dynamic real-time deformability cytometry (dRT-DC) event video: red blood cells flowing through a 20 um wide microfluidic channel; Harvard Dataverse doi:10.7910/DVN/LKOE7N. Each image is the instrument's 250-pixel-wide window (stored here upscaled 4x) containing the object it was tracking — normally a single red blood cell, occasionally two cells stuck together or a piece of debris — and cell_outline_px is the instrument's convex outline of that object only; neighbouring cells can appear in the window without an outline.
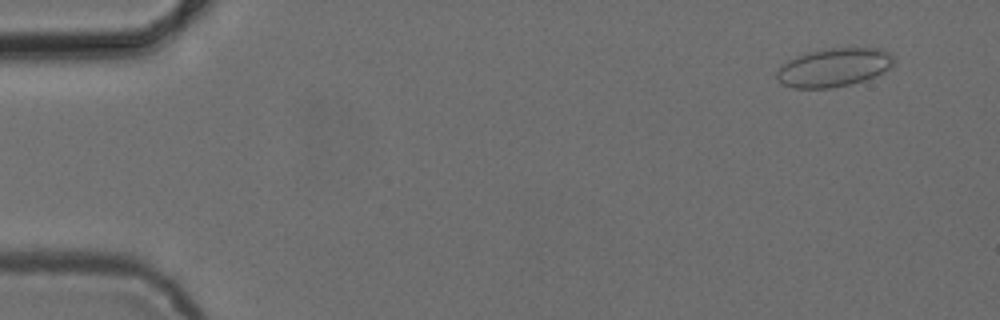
{"species": "common noctule bat (a hibernating species)", "species_latin": "Nyctalus noctula", "temperature_condition": "cold", "stored_images_in_passage": 53, "camera_frame_rate_fps": 3000, "um_per_image_px": 0.085, "animal": {"sex": "female", "body_mass_g": 24.6, "forearm_length_mm": 56.2}, "frame": {"image": 1, "passage_image": 4, "time_ms": 1.0, "image_size_px": [1000, 320], "cell_outline_px": [[896, 60], [888, 68], [864, 80], [848, 84], [828, 88], [792, 88], [776, 80], [776, 72], [788, 60], [796, 56], [828, 48], [884, 48], [892, 52]], "centroid_in_image_um": [70.89, 5.72], "position_along_channel_um": 14.1, "area_um2": 26.01}}
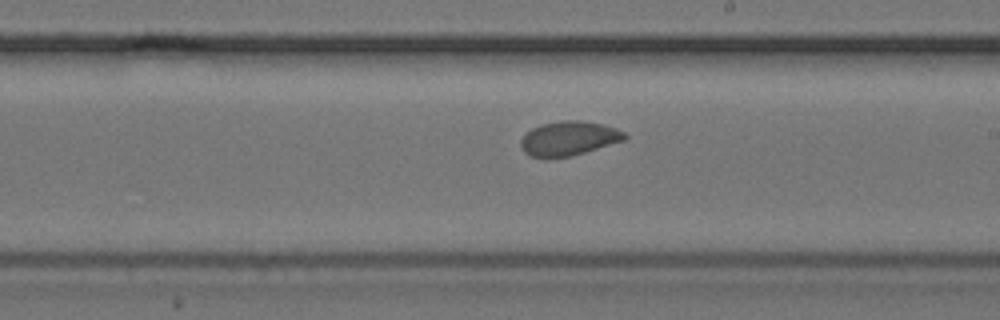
{"frame": {"image": 2, "passage_image": 31, "time_ms": 10.0, "image_size_px": [1000, 320], "cell_outline_px": [[628, 136], [624, 140], [572, 156], [548, 160], [532, 156], [524, 152], [520, 148], [520, 140], [532, 128], [540, 124], [560, 120], [580, 120], [604, 124], [616, 128], [624, 132]], "centroid_in_image_um": [48.31, 11.78], "position_along_channel_um": 240.7, "area_um2": 21.15}}
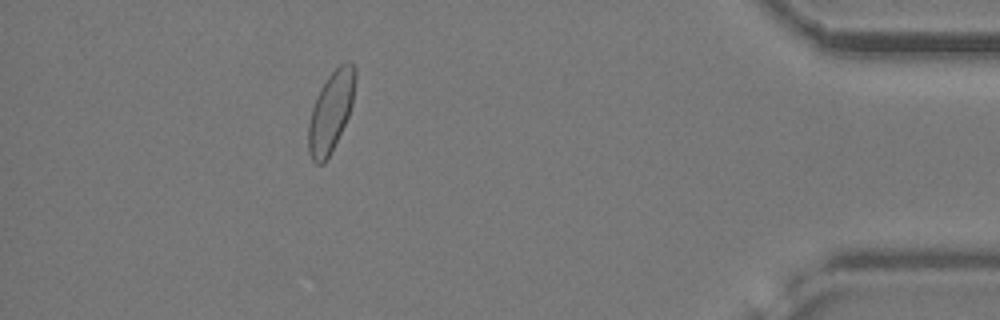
{"frame": {"image": 3, "passage_image": 48, "time_ms": 15.667, "image_size_px": [1000, 320], "cell_outline_px": [[356, 80], [352, 104], [348, 116], [324, 164], [316, 164], [312, 160], [308, 152], [308, 124], [312, 108], [316, 96], [320, 88], [328, 76], [340, 64], [352, 64], [356, 68]], "centroid_in_image_um": [28.1, 9.49], "position_along_channel_um": 407.1, "area_um2": 21.56}, "authors_computed_cell_mechanics": {"area_um2": 21.5594, "velocity_mm_per_s": 3.8436, "shape_relaxation_time_tau1_ms": null, "shape_relaxation_time_tau2_ms": 2.5396, "deformation_change_tau1": null, "deformation_change_tau2": 0.0317}}